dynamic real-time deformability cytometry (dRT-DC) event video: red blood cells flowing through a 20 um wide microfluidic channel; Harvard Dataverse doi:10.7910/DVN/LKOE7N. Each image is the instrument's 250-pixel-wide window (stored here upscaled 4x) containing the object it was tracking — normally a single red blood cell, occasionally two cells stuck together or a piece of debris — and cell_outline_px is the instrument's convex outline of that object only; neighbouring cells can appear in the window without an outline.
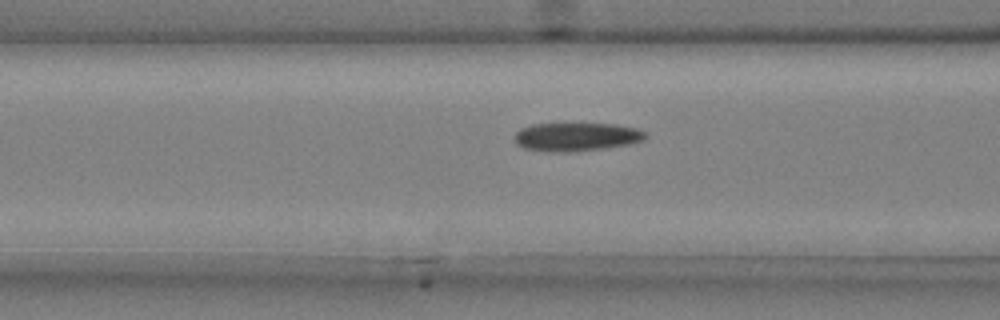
{"species": "common noctule bat (a hibernating species)", "species_latin": "Nyctalus noctula", "temperature_condition": "cold", "stored_images_in_passage": 48, "camera_frame_rate_fps": 3000, "um_per_image_px": 0.085, "animal": {"sex": "male", "body_mass_g": 20.4}, "frame": {"image": 1, "passage_image": 21, "time_ms": 6.667, "image_size_px": [1000, 320], "cell_outline_px": [[648, 136], [644, 140], [628, 144], [608, 148], [568, 152], [548, 152], [524, 148], [516, 144], [516, 132], [520, 128], [532, 124], [616, 124], [636, 128], [644, 132]], "centroid_in_image_um": [49.0, 11.64], "position_along_channel_um": 117.6, "area_um2": 21.73}}
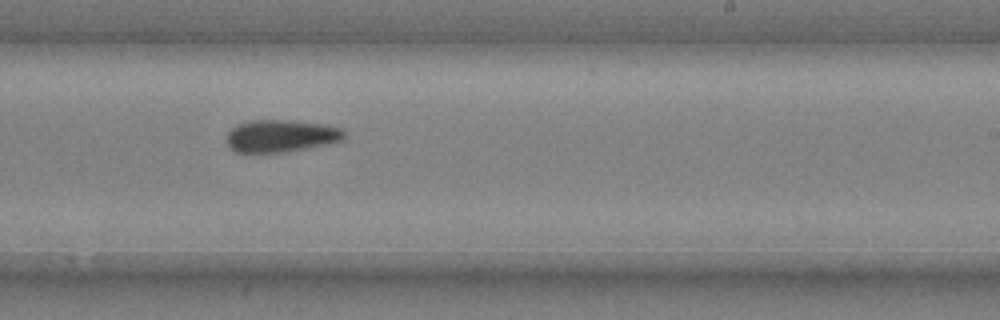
{"frame": {"image": 2, "passage_image": 33, "time_ms": 10.667, "image_size_px": [1000, 320], "cell_outline_px": [[348, 136], [344, 140], [328, 144], [284, 152], [236, 152], [228, 148], [228, 132], [236, 124], [248, 120], [288, 120], [328, 124], [344, 128]], "centroid_in_image_um": [23.95, 11.54], "position_along_channel_um": 265.0, "area_um2": 22.54}}
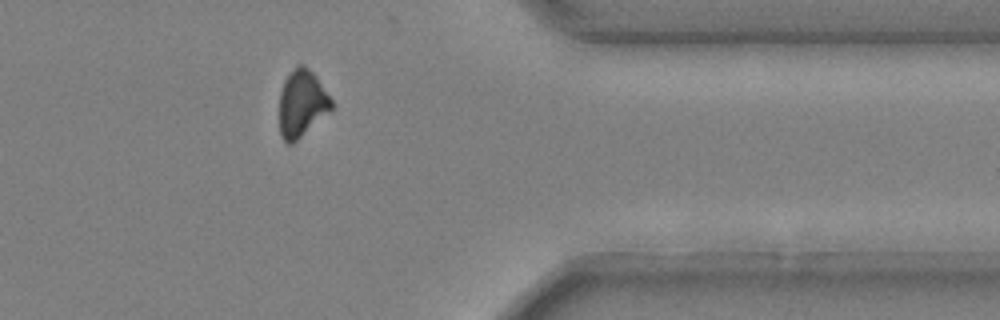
{"frame": {"image": 3, "passage_image": 44, "time_ms": 14.333, "image_size_px": [1000, 320], "cell_outline_px": [[336, 104], [332, 108], [292, 144], [288, 144], [280, 136], [280, 92], [284, 80], [296, 64], [304, 64], [316, 76]], "centroid_in_image_um": [25.66, 8.76], "position_along_channel_um": 385.7, "area_um2": 20.23}, "authors_computed_cell_mechanics": {"area_um2": 22.0796, "velocity_mm_per_s": 3.6988, "shape_relaxation_time_tau1_ms": 3.2573, "shape_relaxation_time_tau2_ms": null, "deformation_change_tau1": 0.1304, "deformation_change_tau2": null}}